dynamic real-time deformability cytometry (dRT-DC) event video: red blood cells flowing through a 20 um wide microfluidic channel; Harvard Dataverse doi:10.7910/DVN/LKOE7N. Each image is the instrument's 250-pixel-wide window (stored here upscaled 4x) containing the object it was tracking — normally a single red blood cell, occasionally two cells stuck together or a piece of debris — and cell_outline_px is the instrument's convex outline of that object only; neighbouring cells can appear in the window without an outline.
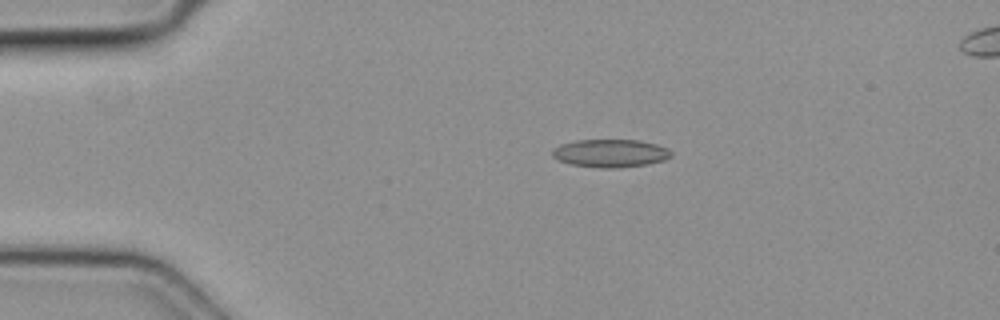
{"species": "common noctule bat (a hibernating species)", "species_latin": "Nyctalus noctula", "temperature_condition": "cold", "stored_images_in_passage": 5, "camera_frame_rate_fps": 3000, "um_per_image_px": 0.085, "animal": {"sex": "female", "body_mass_g": 19.3, "forearm_length_mm": 54.1}, "frame": {"image": 1, "passage_image": 3, "time_ms": 0.667, "image_size_px": [1000, 320], "cell_outline_px": [[672, 156], [664, 160], [648, 164], [616, 168], [600, 168], [572, 164], [560, 160], [552, 156], [552, 148], [560, 144], [576, 140], [640, 140], [656, 144], [668, 148], [672, 152]], "centroid_in_image_um": [51.9, 13.02], "position_along_channel_um": 33.1, "area_um2": 19.42}}